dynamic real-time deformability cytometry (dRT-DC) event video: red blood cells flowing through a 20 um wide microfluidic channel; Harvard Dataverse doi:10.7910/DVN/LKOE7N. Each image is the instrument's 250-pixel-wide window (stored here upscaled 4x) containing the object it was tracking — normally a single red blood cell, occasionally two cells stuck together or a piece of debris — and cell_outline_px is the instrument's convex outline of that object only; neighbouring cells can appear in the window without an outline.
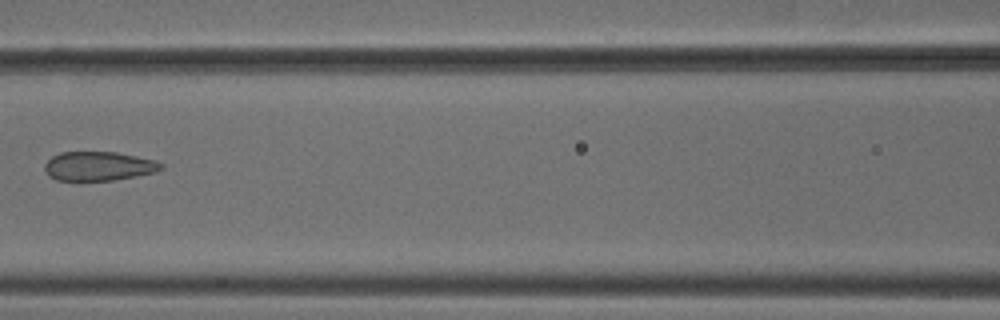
{"species": "common noctule bat (a hibernating species)", "species_latin": "Nyctalus noctula", "temperature_condition": "cold", "stored_images_in_passage": 5, "camera_frame_rate_fps": 3000, "um_per_image_px": 0.085, "animal": {"sex": "male", "body_mass_g": 18.8}, "frame": {"image": 1, "passage_image": 5, "time_ms": 1.333, "image_size_px": [1000, 320], "cell_outline_px": [[164, 168], [156, 172], [136, 176], [112, 180], [80, 184], [56, 180], [48, 176], [44, 168], [44, 164], [52, 156], [60, 152], [116, 152], [156, 160], [164, 164]], "centroid_in_image_um": [8.34, 14.17], "position_along_channel_um": 158.3, "area_um2": 20.63}}